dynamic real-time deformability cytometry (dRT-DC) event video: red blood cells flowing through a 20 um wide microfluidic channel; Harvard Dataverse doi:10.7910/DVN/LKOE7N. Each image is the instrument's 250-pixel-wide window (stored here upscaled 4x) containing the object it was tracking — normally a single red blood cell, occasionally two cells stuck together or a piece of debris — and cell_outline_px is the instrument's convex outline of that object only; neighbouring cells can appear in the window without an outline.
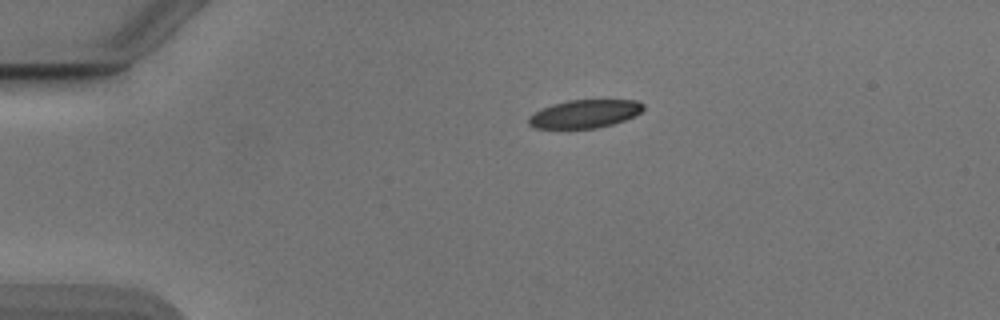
{"species": "Egyptian fruit bat (a non-hibernating species)", "species_latin": "Rousettus aegyptiacus", "temperature_condition": "cold", "stored_images_in_passage": 43, "camera_frame_rate_fps": 3000, "um_per_image_px": 0.085, "animal": {"sex": "male"}, "frame": {"image": 1, "passage_image": 1, "time_ms": 0.0, "image_size_px": [1000, 320], "cell_outline_px": [[644, 108], [636, 116], [612, 124], [596, 128], [536, 128], [528, 124], [528, 116], [552, 104], [568, 100], [636, 100], [644, 104]], "centroid_in_image_um": [49.72, 9.67], "position_along_channel_um": 35.3, "area_um2": 18.73}}
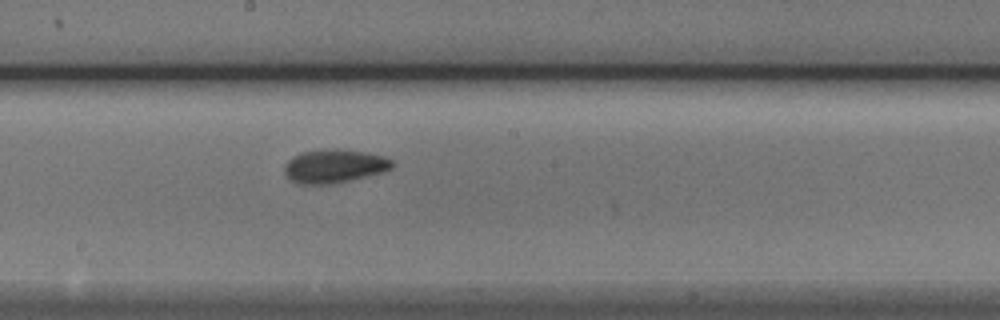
{"frame": {"image": 2, "passage_image": 19, "time_ms": 6.0, "image_size_px": [1000, 320], "cell_outline_px": [[396, 164], [392, 168], [384, 172], [348, 180], [328, 184], [304, 184], [292, 180], [284, 172], [284, 164], [292, 156], [300, 152], [336, 148], [364, 152], [384, 156], [392, 160]], "centroid_in_image_um": [28.43, 14.1], "position_along_channel_um": 219.8, "area_um2": 20.98}}
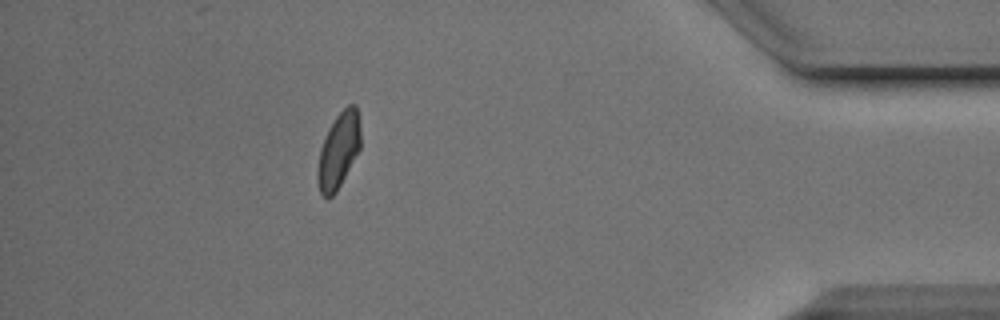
{"frame": {"image": 3, "passage_image": 37, "time_ms": 12.0, "image_size_px": [1000, 320], "cell_outline_px": [[360, 148], [336, 192], [332, 196], [324, 196], [320, 192], [316, 180], [316, 172], [320, 148], [328, 128], [336, 116], [348, 104], [356, 104], [360, 124]], "centroid_in_image_um": [28.76, 12.77], "position_along_channel_um": 406.4, "area_um2": 18.9}, "authors_computed_cell_mechanics": {"area_um2": 19.652, "velocity_mm_per_s": 3.8772, "shape_relaxation_time_tau1_ms": 6.18, "shape_relaxation_time_tau2_ms": 2.5775, "deformation_change_tau1": 0.1545, "deformation_change_tau2": 0.0605}}